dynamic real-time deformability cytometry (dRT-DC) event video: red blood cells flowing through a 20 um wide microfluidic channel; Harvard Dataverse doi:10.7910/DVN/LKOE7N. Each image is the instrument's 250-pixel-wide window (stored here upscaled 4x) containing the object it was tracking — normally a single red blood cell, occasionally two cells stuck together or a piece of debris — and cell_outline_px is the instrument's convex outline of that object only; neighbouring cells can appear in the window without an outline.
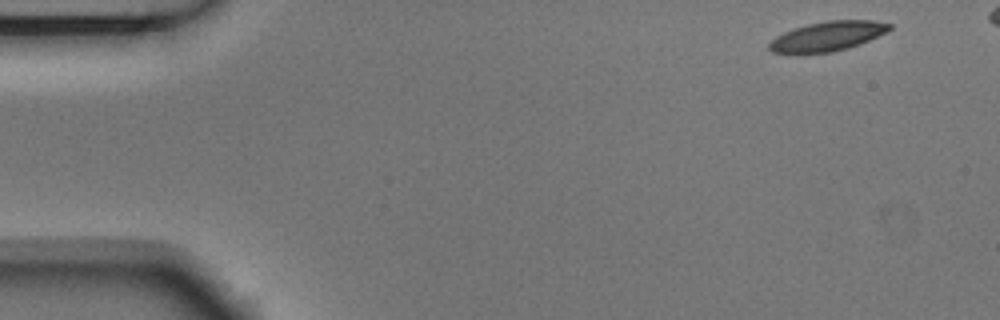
{"species": "Egyptian fruit bat (a non-hibernating species)", "species_latin": "Rousettus aegyptiacus", "temperature_condition": "room temperature", "stored_images_in_passage": 5, "camera_frame_rate_fps": 3000, "um_per_image_px": 0.085, "animal": {"sex": "male"}, "frame": {"image": 1, "passage_image": 1, "time_ms": 0.0, "image_size_px": [1000, 320], "cell_outline_px": [[892, 28], [888, 32], [860, 44], [848, 48], [832, 52], [772, 52], [768, 48], [768, 44], [776, 36], [784, 32], [808, 24], [828, 20], [876, 20], [892, 24]], "centroid_in_image_um": [70.42, 3.06], "position_along_channel_um": 14.6, "area_um2": 20.52}}
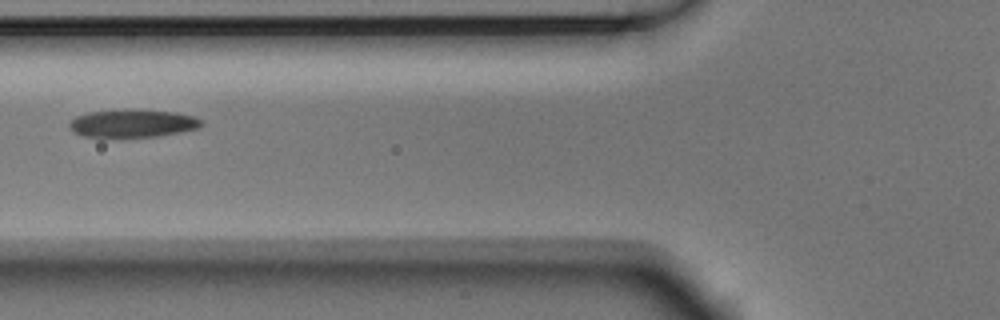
{"frame": {"image": 2, "passage_image": 5, "time_ms": 1.333, "image_size_px": [1000, 320], "cell_outline_px": [[204, 124], [200, 128], [160, 136], [84, 136], [76, 132], [68, 124], [76, 116], [88, 112], [176, 112], [192, 116], [204, 120]], "centroid_in_image_um": [11.37, 10.52], "position_along_channel_um": 114.4, "area_um2": 20.17}}